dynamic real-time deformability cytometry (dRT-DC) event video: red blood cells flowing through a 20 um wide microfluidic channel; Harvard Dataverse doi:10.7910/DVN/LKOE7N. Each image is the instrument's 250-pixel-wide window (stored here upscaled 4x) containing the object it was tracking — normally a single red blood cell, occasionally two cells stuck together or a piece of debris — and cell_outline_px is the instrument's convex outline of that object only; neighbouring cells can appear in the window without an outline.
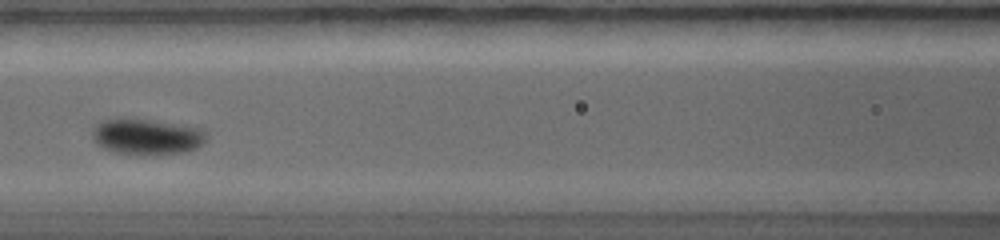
{"species": "common noctule bat (a hibernating species)", "species_latin": "Nyctalus noctula", "temperature_condition": "warm", "stored_images_in_passage": 22, "camera_frame_rate_fps": 5000, "um_per_image_px": 0.085, "animal": {"sex": "female", "body_mass_g": 19.0, "forearm_length_mm": 56.7}, "frame": {"image": 1, "passage_image": 8, "time_ms": 4.2, "image_size_px": [1000, 240], "cell_outline_px": [[208, 136], [196, 148], [184, 152], [116, 152], [104, 148], [96, 144], [92, 136], [92, 128], [96, 124], [104, 120], [120, 116], [136, 116], [184, 124], [204, 128]], "centroid_in_image_um": [12.46, 11.5], "position_along_channel_um": 154.1, "area_um2": 24.1}}
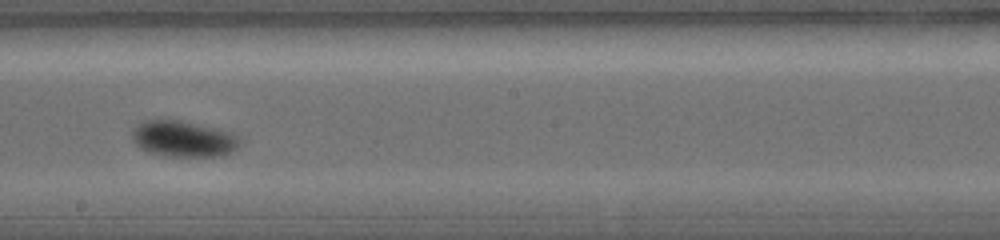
{"frame": {"image": 2, "passage_image": 13, "time_ms": 5.8, "image_size_px": [1000, 240], "cell_outline_px": [[240, 140], [236, 148], [232, 152], [220, 156], [172, 156], [152, 152], [140, 148], [132, 140], [132, 132], [144, 120], [180, 120], [228, 132], [240, 136]], "centroid_in_image_um": [15.59, 11.8], "position_along_channel_um": 232.6, "area_um2": 22.08}}
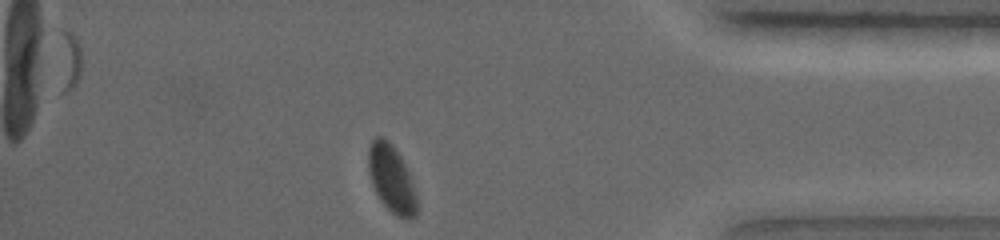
{"frame": {"image": 3, "passage_image": 22, "time_ms": 9.8, "image_size_px": [1000, 240], "cell_outline_px": [[416, 216], [396, 216], [380, 200], [372, 184], [368, 172], [368, 148], [372, 140], [376, 136], [380, 136], [388, 140], [392, 144], [400, 156], [408, 172], [416, 196]], "centroid_in_image_um": [33.23, 15.14], "position_along_channel_um": 402.0, "area_um2": 18.55}}